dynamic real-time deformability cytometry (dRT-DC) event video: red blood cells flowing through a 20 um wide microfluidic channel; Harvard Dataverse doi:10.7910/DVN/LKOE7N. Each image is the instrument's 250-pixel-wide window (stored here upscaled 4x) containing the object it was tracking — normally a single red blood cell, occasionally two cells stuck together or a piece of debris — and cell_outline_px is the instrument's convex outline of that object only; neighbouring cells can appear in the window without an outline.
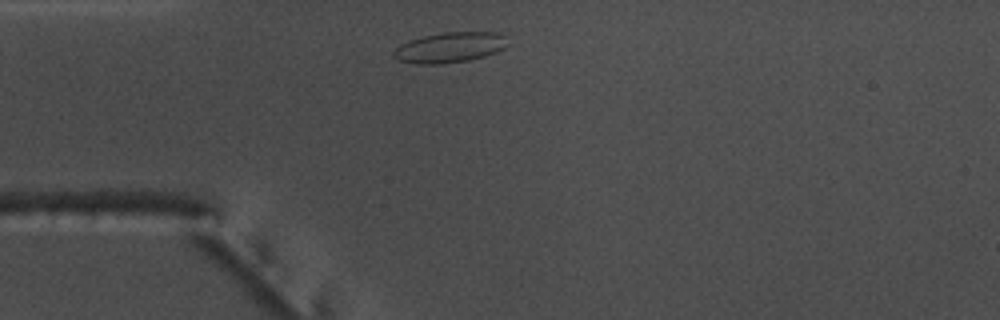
{"species": "common noctule bat (a hibernating species)", "species_latin": "Nyctalus noctula", "temperature_condition": "warm", "stored_images_in_passage": 37, "camera_frame_rate_fps": 3000, "um_per_image_px": 0.085, "animal": {"sex": "male", "body_mass_g": 17.5, "forearm_length_mm": 52.3}, "frame": {"image": 1, "passage_image": 3, "time_ms": 0.667, "image_size_px": [1000, 320], "cell_outline_px": [[508, 44], [504, 48], [496, 52], [484, 56], [468, 60], [436, 64], [416, 64], [400, 60], [392, 56], [392, 52], [400, 44], [408, 40], [424, 36], [444, 32], [496, 32], [504, 36]], "centroid_in_image_um": [38.21, 4.03], "position_along_channel_um": 46.8, "area_um2": 20.06}}
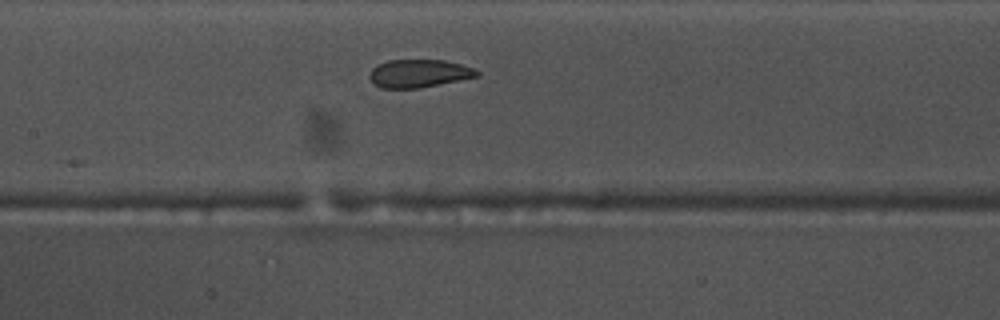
{"frame": {"image": 2, "passage_image": 14, "time_ms": 4.333, "image_size_px": [1000, 320], "cell_outline_px": [[480, 76], [420, 88], [380, 88], [372, 84], [368, 76], [372, 68], [388, 60], [444, 60], [460, 64], [472, 68], [480, 72]], "centroid_in_image_um": [35.58, 6.25], "position_along_channel_um": 171.8, "area_um2": 17.57}}
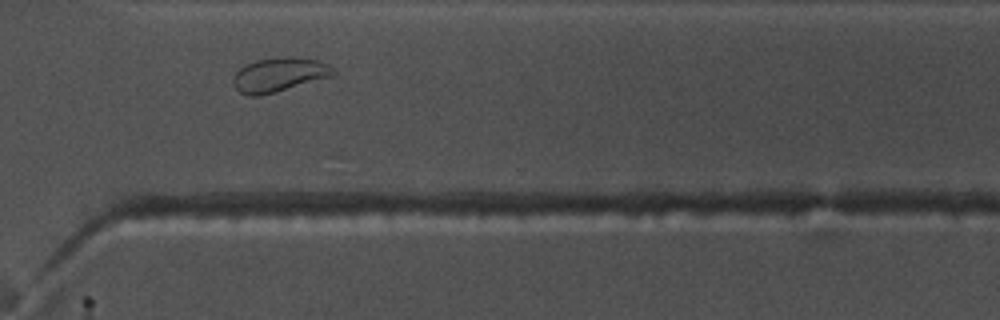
{"frame": {"image": 3, "passage_image": 28, "time_ms": 9.0, "image_size_px": [1000, 320], "cell_outline_px": [[336, 76], [260, 96], [248, 96], [240, 92], [232, 84], [232, 80], [236, 72], [244, 64], [256, 60], [280, 56], [292, 56], [316, 60], [328, 64], [336, 72]], "centroid_in_image_um": [23.74, 6.35], "position_along_channel_um": 346.9, "area_um2": 20.29}, "authors_computed_cell_mechanics": {"area_um2": 18.2648, "velocity_mm_per_s": 3.7548, "shape_relaxation_time_tau1_ms": null, "shape_relaxation_time_tau2_ms": 1.3242, "deformation_change_tau1": null, "deformation_change_tau2": 0.0647}}